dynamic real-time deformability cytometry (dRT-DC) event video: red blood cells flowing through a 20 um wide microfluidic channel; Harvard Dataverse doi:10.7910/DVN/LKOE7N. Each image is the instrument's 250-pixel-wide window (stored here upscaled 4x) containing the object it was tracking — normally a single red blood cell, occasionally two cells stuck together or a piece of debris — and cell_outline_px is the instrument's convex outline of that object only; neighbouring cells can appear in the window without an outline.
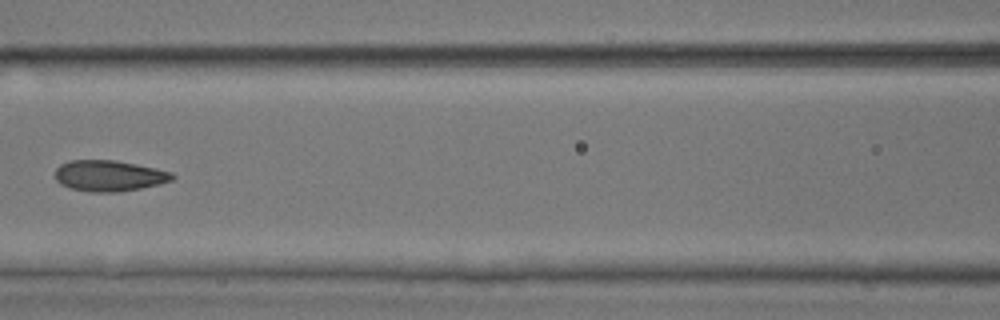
{"species": "common noctule bat (a hibernating species)", "species_latin": "Nyctalus noctula", "temperature_condition": "room temperature", "stored_images_in_passage": 10, "camera_frame_rate_fps": 3000, "um_per_image_px": 0.085, "animal": {"sex": "male", "body_mass_g": 17.9, "forearm_length_mm": 54.2}, "frame": {"image": 1, "passage_image": 7, "time_ms": 7.0, "image_size_px": [1000, 320], "cell_outline_px": [[176, 176], [172, 180], [160, 184], [140, 188], [116, 192], [92, 192], [72, 188], [60, 184], [56, 180], [56, 168], [60, 164], [68, 160], [116, 160], [136, 164], [172, 172]], "centroid_in_image_um": [9.27, 14.93], "position_along_channel_um": 157.3, "area_um2": 21.1}}
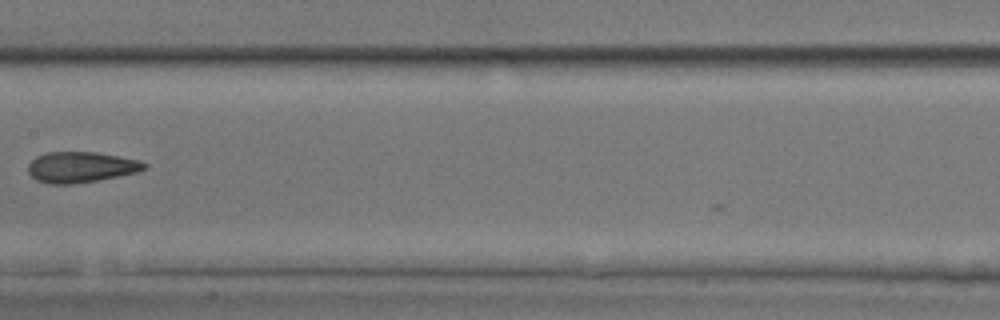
{"frame": {"image": 2, "passage_image": 9, "time_ms": 10.333, "image_size_px": [1000, 320], "cell_outline_px": [[148, 168], [136, 172], [96, 180], [72, 184], [48, 184], [36, 180], [28, 172], [28, 164], [36, 156], [48, 152], [96, 152], [140, 160], [148, 164]], "centroid_in_image_um": [6.87, 14.2], "position_along_channel_um": 200.5, "area_um2": 20.75}}